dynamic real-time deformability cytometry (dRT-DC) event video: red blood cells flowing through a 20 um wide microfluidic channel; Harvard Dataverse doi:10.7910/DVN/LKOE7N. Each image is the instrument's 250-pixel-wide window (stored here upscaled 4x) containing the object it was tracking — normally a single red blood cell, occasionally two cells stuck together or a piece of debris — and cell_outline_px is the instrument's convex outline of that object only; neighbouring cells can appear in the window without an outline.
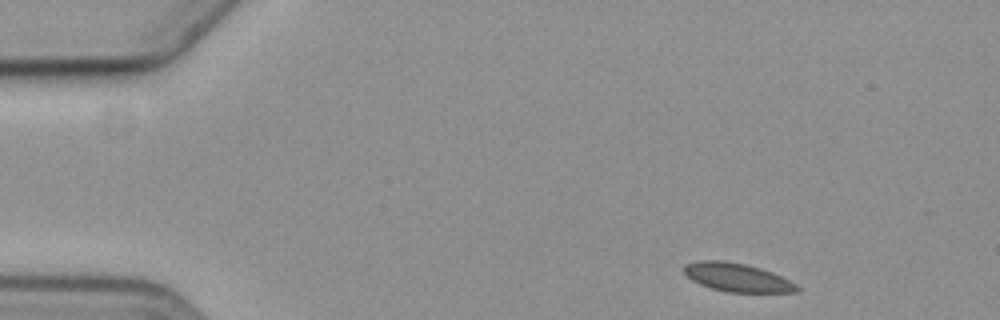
{"species": "common noctule bat (a hibernating species)", "species_latin": "Nyctalus noctula", "temperature_condition": "cold", "stored_images_in_passage": 2, "camera_frame_rate_fps": 3000, "um_per_image_px": 0.085, "animal": {"sex": "female", "body_mass_g": 19.3, "forearm_length_mm": 54.1}, "frame": {"image": 1, "passage_image": 2, "time_ms": 2.333, "image_size_px": [1000, 320], "cell_outline_px": [[800, 292], [728, 292], [712, 288], [700, 284], [692, 280], [684, 272], [684, 264], [700, 260], [724, 260], [744, 264], [760, 268], [772, 272], [796, 284], [800, 288]], "centroid_in_image_um": [62.66, 23.58], "position_along_channel_um": 22.3, "area_um2": 18.61}}